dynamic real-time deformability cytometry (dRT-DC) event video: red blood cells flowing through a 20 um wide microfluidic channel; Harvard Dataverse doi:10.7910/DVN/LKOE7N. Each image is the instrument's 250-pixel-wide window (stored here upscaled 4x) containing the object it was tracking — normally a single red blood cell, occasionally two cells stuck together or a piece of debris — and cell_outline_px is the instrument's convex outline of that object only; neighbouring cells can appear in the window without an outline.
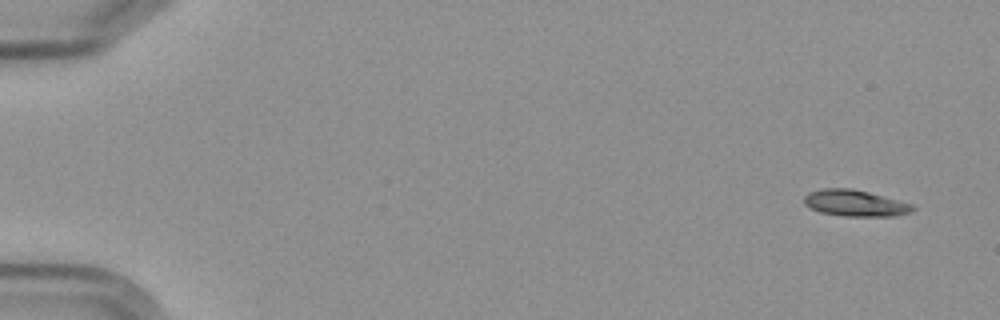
{"species": "Egyptian fruit bat (a non-hibernating species)", "species_latin": "Rousettus aegyptiacus", "temperature_condition": "cold", "stored_images_in_passage": 6, "camera_frame_rate_fps": 3000, "um_per_image_px": 0.085, "frame": {"image": 1, "passage_image": 1, "time_ms": 0.0, "image_size_px": [1000, 320], "cell_outline_px": [[916, 208], [912, 212], [892, 216], [844, 216], [820, 212], [808, 208], [804, 204], [804, 196], [808, 192], [824, 188], [852, 188], [868, 192], [912, 204]], "centroid_in_image_um": [72.65, 17.27], "position_along_channel_um": 12.4, "area_um2": 16.7}}
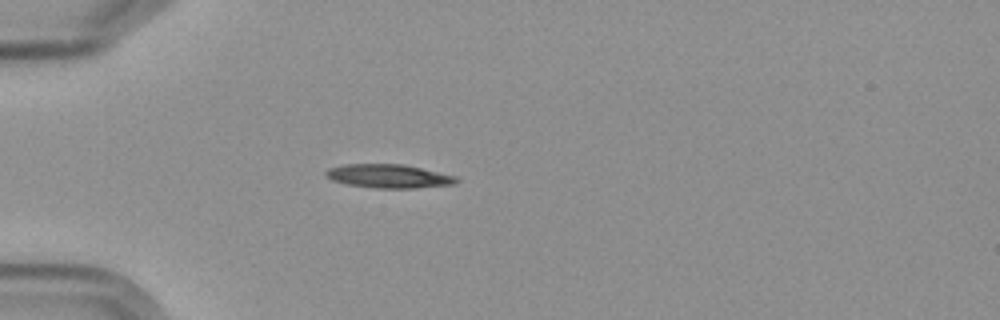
{"frame": {"image": 2, "passage_image": 5, "time_ms": 4.667, "image_size_px": [1000, 320], "cell_outline_px": [[460, 180], [456, 184], [416, 188], [376, 188], [348, 184], [332, 180], [324, 176], [324, 172], [328, 168], [344, 164], [404, 164], [456, 176]], "centroid_in_image_um": [33.04, 14.97], "position_along_channel_um": 52.0, "area_um2": 18.09}}